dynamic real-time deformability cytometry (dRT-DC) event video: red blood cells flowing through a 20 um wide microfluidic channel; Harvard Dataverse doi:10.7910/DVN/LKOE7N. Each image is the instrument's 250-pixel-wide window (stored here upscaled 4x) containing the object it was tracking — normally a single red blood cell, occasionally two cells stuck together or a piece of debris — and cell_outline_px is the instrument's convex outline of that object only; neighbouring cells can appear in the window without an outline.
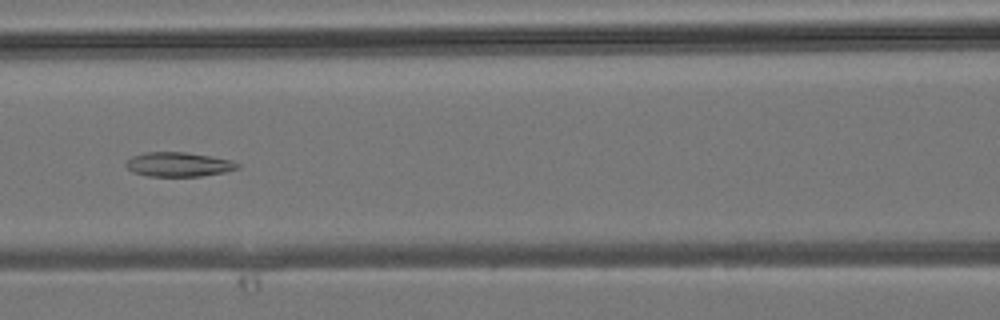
{"species": "common noctule bat (a hibernating species)", "species_latin": "Nyctalus noctula", "temperature_condition": "room temperature", "stored_images_in_passage": 38, "camera_frame_rate_fps": 3000, "um_per_image_px": 0.085, "animal": {"sex": "male", "body_mass_g": 19.2, "forearm_length_mm": 51.8}, "frame": {"image": 1, "passage_image": 14, "time_ms": 4.333, "image_size_px": [1000, 320], "cell_outline_px": [[240, 168], [224, 172], [200, 176], [148, 176], [132, 172], [124, 164], [132, 156], [144, 152], [184, 152], [232, 160], [240, 164]], "centroid_in_image_um": [15.16, 13.97], "position_along_channel_um": 151.4, "area_um2": 15.78}}
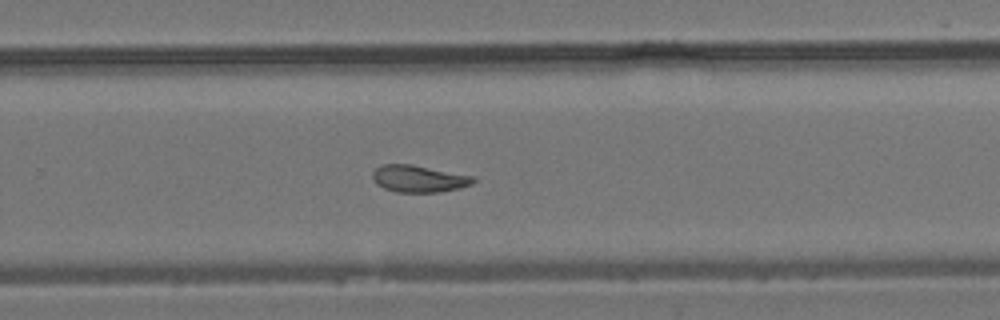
{"frame": {"image": 2, "passage_image": 23, "time_ms": 7.333, "image_size_px": [1000, 320], "cell_outline_px": [[476, 180], [472, 184], [460, 188], [440, 192], [396, 192], [384, 188], [376, 184], [372, 180], [372, 172], [380, 164], [412, 164], [476, 176]], "centroid_in_image_um": [35.6, 15.18], "position_along_channel_um": 294.2, "area_um2": 16.13}}
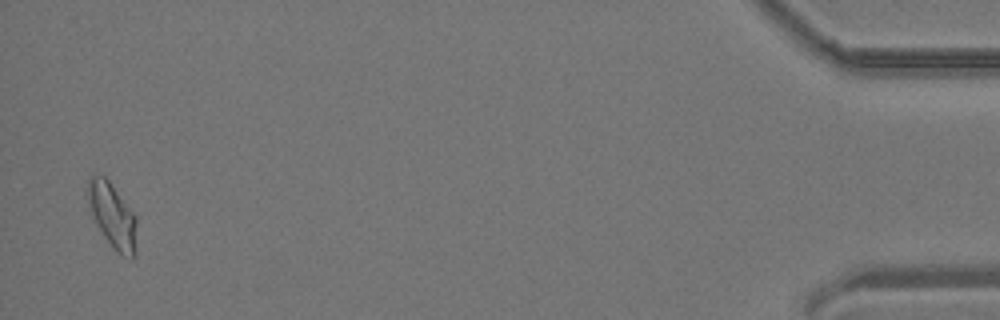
{"frame": {"image": 3, "passage_image": 37, "time_ms": 12.0, "image_size_px": [1000, 320], "cell_outline_px": [[136, 256], [132, 260], [116, 252], [104, 236], [92, 216], [84, 192], [88, 180], [92, 176], [104, 176], [108, 180], [136, 216]], "centroid_in_image_um": [9.54, 18.34], "position_along_channel_um": 425.7, "area_um2": 18.61}}